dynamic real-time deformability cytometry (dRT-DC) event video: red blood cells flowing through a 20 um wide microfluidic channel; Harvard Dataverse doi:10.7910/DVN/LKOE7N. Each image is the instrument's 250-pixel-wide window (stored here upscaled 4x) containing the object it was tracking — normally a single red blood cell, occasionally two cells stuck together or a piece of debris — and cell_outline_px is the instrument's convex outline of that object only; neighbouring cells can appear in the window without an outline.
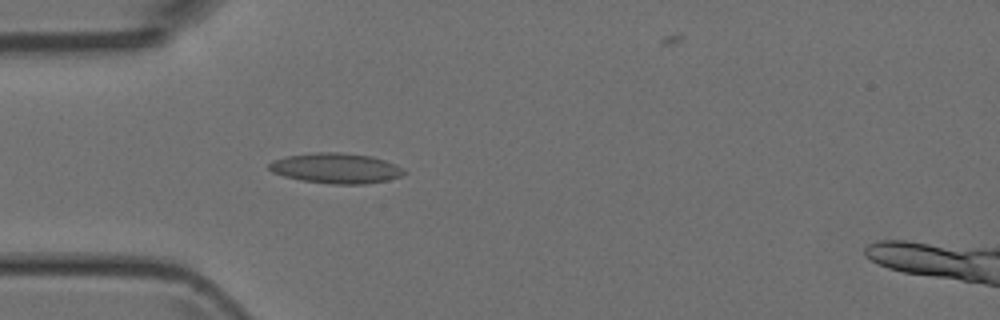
{"species": "Egyptian fruit bat (a non-hibernating species)", "species_latin": "Rousettus aegyptiacus", "temperature_condition": "room temperature", "stored_images_in_passage": 5, "camera_frame_rate_fps": 3000, "um_per_image_px": 0.085, "animal": {"sex": "female"}, "frame": {"image": 1, "passage_image": 4, "time_ms": 3.333, "image_size_px": [1000, 320], "cell_outline_px": [[408, 172], [400, 176], [388, 180], [364, 184], [332, 184], [300, 180], [284, 176], [272, 172], [268, 168], [268, 164], [272, 160], [288, 156], [316, 152], [340, 152], [372, 156], [396, 164], [404, 168]], "centroid_in_image_um": [28.58, 14.3], "position_along_channel_um": 56.4, "area_um2": 23.93}}